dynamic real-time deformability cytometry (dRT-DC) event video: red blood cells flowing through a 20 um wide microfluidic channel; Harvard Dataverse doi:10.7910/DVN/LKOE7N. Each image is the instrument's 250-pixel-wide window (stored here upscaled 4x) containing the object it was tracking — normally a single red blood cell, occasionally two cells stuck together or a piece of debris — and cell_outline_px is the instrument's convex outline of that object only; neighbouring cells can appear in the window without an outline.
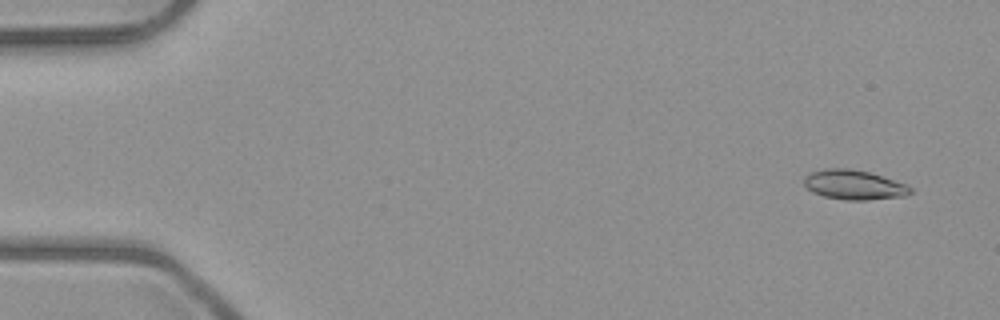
{"species": "common noctule bat (a hibernating species)", "species_latin": "Nyctalus noctula", "temperature_condition": "room temperature", "stored_images_in_passage": 5, "camera_frame_rate_fps": 3000, "um_per_image_px": 0.085, "animal": {"sex": "male", "body_mass_g": 23.1, "forearm_length_mm": 52.7}, "frame": {"image": 1, "passage_image": 1, "time_ms": 0.0, "image_size_px": [1000, 320], "cell_outline_px": [[912, 192], [908, 196], [868, 200], [844, 200], [824, 196], [812, 192], [804, 184], [804, 176], [812, 172], [824, 168], [848, 168], [868, 172], [908, 184], [912, 188]], "centroid_in_image_um": [72.62, 15.72], "position_along_channel_um": 12.4, "area_um2": 18.5}}
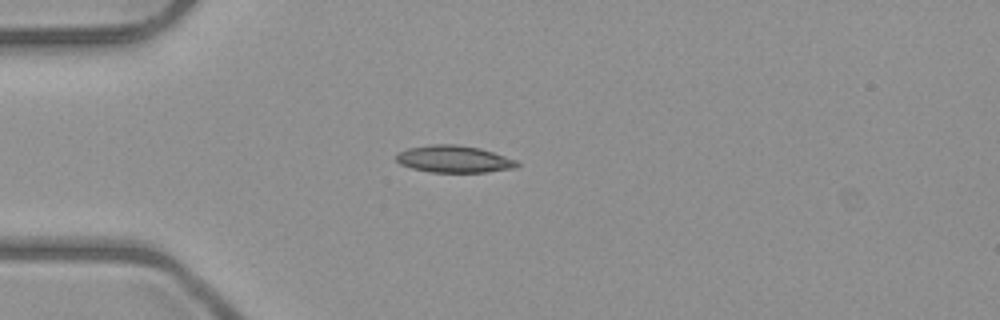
{"frame": {"image": 2, "passage_image": 4, "time_ms": 3.667, "image_size_px": [1000, 320], "cell_outline_px": [[520, 164], [516, 168], [484, 172], [432, 172], [412, 168], [400, 164], [396, 160], [396, 152], [408, 148], [432, 144], [456, 144], [480, 148], [516, 160]], "centroid_in_image_um": [38.57, 13.52], "position_along_channel_um": 46.4, "area_um2": 19.02}}